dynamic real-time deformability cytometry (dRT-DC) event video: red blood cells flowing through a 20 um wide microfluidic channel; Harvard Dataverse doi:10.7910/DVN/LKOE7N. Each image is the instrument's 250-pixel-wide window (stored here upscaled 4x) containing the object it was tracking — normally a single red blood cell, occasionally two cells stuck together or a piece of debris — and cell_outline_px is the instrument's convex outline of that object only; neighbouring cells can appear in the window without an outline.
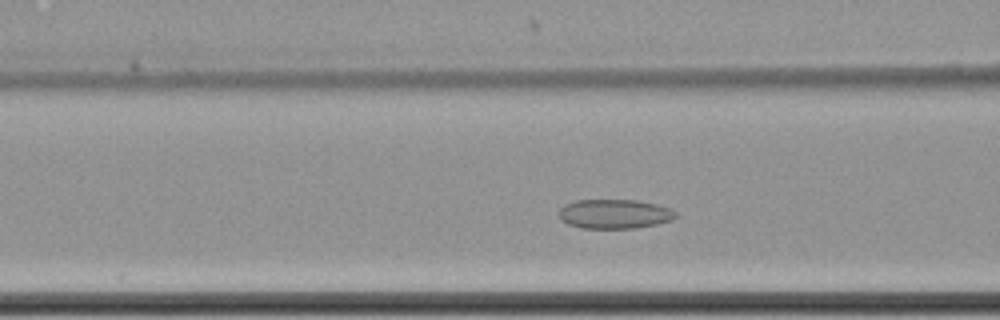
{"species": "common noctule bat (a hibernating species)", "species_latin": "Nyctalus noctula", "temperature_condition": "cold", "stored_images_in_passage": 51, "camera_frame_rate_fps": 3000, "um_per_image_px": 0.085, "animal": {"sex": "female", "body_mass_g": 22.7, "forearm_length_mm": 54.2}, "frame": {"image": 1, "passage_image": 15, "time_ms": 4.667, "image_size_px": [1000, 320], "cell_outline_px": [[676, 216], [672, 220], [656, 224], [636, 228], [580, 228], [568, 224], [560, 220], [560, 208], [576, 200], [636, 200], [656, 204], [672, 208], [676, 212]], "centroid_in_image_um": [52.26, 18.19], "position_along_channel_um": 114.3, "area_um2": 19.94}}
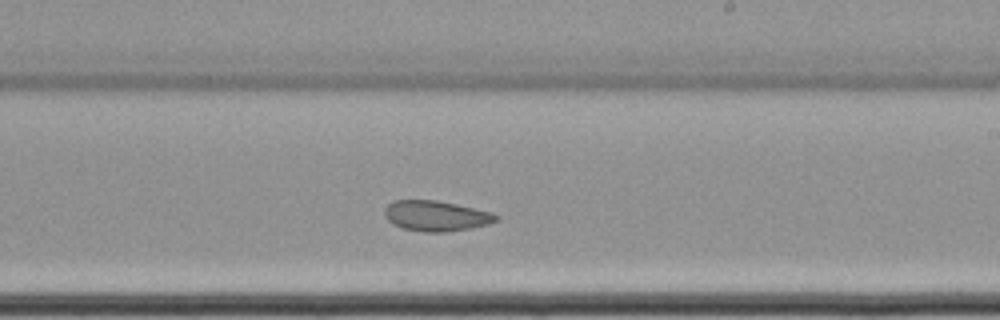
{"frame": {"image": 2, "passage_image": 27, "time_ms": 8.667, "image_size_px": [1000, 320], "cell_outline_px": [[500, 220], [488, 224], [468, 228], [444, 232], [424, 232], [404, 228], [392, 224], [384, 216], [384, 208], [392, 200], [436, 200], [456, 204], [492, 212], [500, 216]], "centroid_in_image_um": [37.06, 18.34], "position_along_channel_um": 251.9, "area_um2": 19.83}}
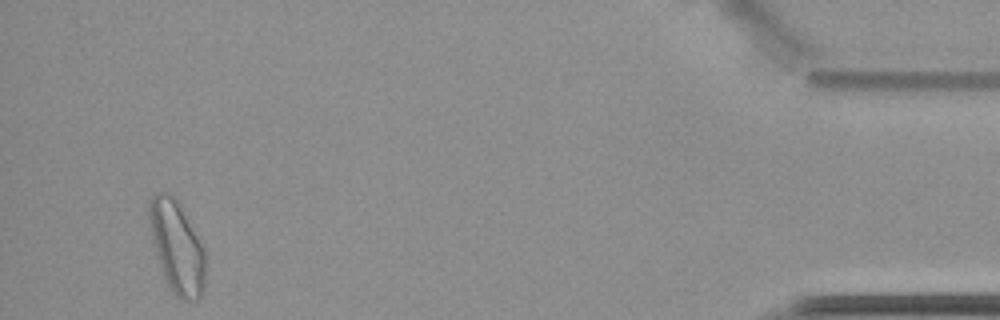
{"frame": {"image": 3, "passage_image": 48, "time_ms": 15.667, "image_size_px": [1000, 320], "cell_outline_px": [[204, 288], [200, 296], [196, 300], [184, 300], [176, 296], [168, 284], [164, 276], [160, 264], [152, 236], [148, 220], [148, 200], [156, 192], [168, 192], [176, 196], [200, 240], [204, 248]], "centroid_in_image_um": [15.03, 20.92], "position_along_channel_um": 420.2, "area_um2": 29.94}, "authors_computed_cell_mechanics": {"area_um2": 22.3686, "velocity_mm_per_s": 3.4448, "shape_relaxation_time_tau1_ms": null, "shape_relaxation_time_tau2_ms": 3.0327, "deformation_change_tau1": null, "deformation_change_tau2": 0.0736}}